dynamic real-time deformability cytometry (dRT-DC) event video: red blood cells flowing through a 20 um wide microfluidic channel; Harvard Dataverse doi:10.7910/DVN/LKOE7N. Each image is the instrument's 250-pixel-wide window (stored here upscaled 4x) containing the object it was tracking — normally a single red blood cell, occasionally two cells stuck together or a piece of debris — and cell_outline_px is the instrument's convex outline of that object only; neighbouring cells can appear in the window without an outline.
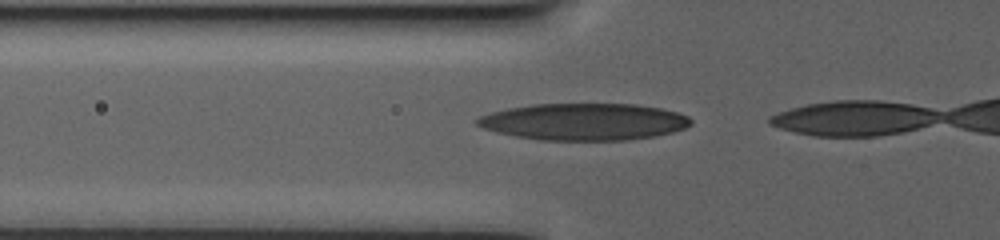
{"species": "human", "species_latin": "Homo sapiens", "temperature_condition": "warm", "stored_images_in_passage": 4, "camera_frame_rate_fps": 3000, "um_per_image_px": 0.085, "donor": {"sex": "male"}, "frame": {"image": 1, "passage_image": 2, "time_ms": 0.667, "image_size_px": [1000, 240], "cell_outline_px": [[692, 124], [684, 128], [672, 132], [656, 136], [628, 140], [540, 140], [516, 136], [496, 132], [484, 128], [476, 124], [476, 120], [480, 116], [492, 112], [508, 108], [532, 104], [636, 104], [660, 108], [676, 112], [688, 116], [692, 120]], "centroid_in_image_um": [49.65, 10.35], "position_along_channel_um": 76.1, "area_um2": 45.89}}